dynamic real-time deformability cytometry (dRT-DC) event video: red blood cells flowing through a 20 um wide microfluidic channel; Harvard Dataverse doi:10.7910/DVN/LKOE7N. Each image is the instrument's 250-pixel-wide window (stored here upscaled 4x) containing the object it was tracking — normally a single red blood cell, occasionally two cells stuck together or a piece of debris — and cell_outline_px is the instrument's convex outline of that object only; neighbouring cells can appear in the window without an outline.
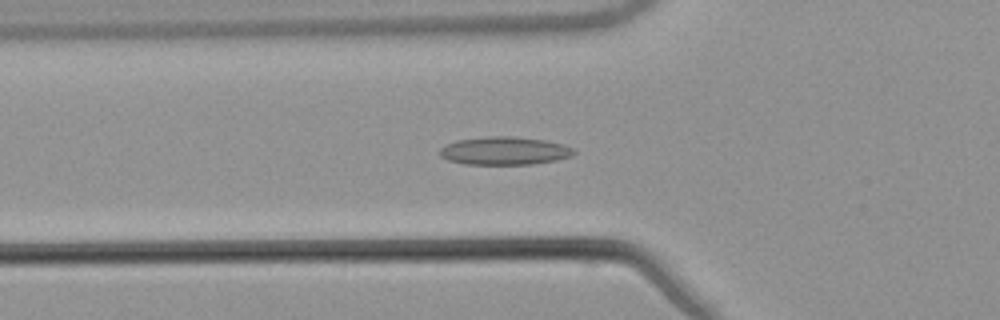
{"species": "common noctule bat (a hibernating species)", "species_latin": "Nyctalus noctula", "temperature_condition": "warm", "stored_images_in_passage": 41, "camera_frame_rate_fps": 3000, "um_per_image_px": 0.085, "animal": {"sex": "male", "body_mass_g": 21.5, "forearm_length_mm": 52.0}, "frame": {"image": 1, "passage_image": 5, "time_ms": 1.333, "image_size_px": [1000, 320], "cell_outline_px": [[576, 152], [572, 156], [556, 160], [532, 164], [464, 164], [448, 160], [440, 156], [440, 148], [456, 140], [488, 136], [512, 136], [544, 140], [564, 144], [572, 148]], "centroid_in_image_um": [42.89, 12.82], "position_along_channel_um": 82.9, "area_um2": 21.91}}
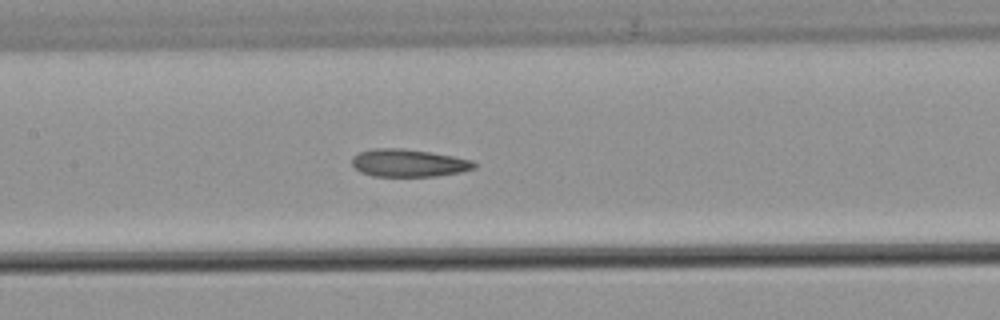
{"frame": {"image": 2, "passage_image": 12, "time_ms": 3.667, "image_size_px": [1000, 320], "cell_outline_px": [[476, 168], [460, 172], [436, 176], [372, 176], [360, 172], [352, 164], [352, 156], [360, 152], [372, 148], [400, 148], [428, 152], [452, 156], [472, 160], [476, 164]], "centroid_in_image_um": [34.71, 13.85], "position_along_channel_um": 172.7, "area_um2": 19.59}}
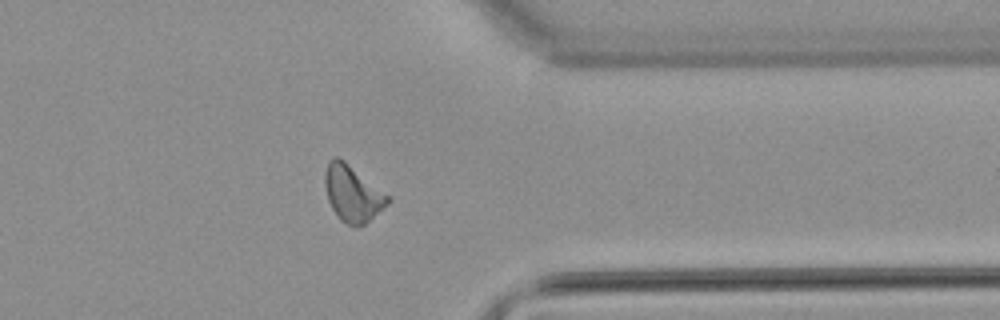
{"frame": {"image": 3, "passage_image": 29, "time_ms": 9.333, "image_size_px": [1000, 320], "cell_outline_px": [[388, 204], [364, 224], [356, 228], [340, 220], [332, 208], [328, 200], [324, 184], [324, 172], [328, 160], [332, 156], [336, 156], [344, 160], [388, 196]], "centroid_in_image_um": [29.9, 16.43], "position_along_channel_um": 381.5, "area_um2": 20.29}, "authors_computed_cell_mechanics": {"area_um2": 19.652, "velocity_mm_per_s": 3.8238, "shape_relaxation_time_tau1_ms": null, "shape_relaxation_time_tau2_ms": 3.719, "deformation_change_tau1": null, "deformation_change_tau2": 0.1196}}